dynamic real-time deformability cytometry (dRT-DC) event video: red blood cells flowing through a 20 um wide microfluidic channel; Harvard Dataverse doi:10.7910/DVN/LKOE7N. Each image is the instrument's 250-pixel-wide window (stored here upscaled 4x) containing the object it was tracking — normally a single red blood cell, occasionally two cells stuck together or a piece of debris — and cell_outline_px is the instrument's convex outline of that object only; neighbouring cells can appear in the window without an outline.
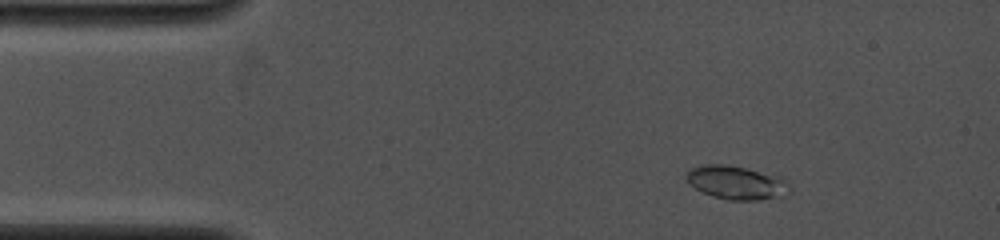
{"species": "common noctule bat (a hibernating species)", "species_latin": "Nyctalus noctula", "temperature_condition": "cold", "stored_images_in_passage": 5, "camera_frame_rate_fps": 4000, "um_per_image_px": 0.085, "animal": {"sex": "female", "body_mass_g": 19.0, "forearm_length_mm": 53.3}, "frame": {"image": 1, "passage_image": 3, "time_ms": 2.0, "image_size_px": [1000, 240], "cell_outline_px": [[792, 192], [788, 196], [760, 200], [728, 200], [712, 196], [688, 184], [684, 176], [684, 172], [692, 168], [704, 164], [724, 164], [744, 168], [780, 176], [784, 180]], "centroid_in_image_um": [62.59, 15.53], "position_along_channel_um": 22.4, "area_um2": 20.4}}